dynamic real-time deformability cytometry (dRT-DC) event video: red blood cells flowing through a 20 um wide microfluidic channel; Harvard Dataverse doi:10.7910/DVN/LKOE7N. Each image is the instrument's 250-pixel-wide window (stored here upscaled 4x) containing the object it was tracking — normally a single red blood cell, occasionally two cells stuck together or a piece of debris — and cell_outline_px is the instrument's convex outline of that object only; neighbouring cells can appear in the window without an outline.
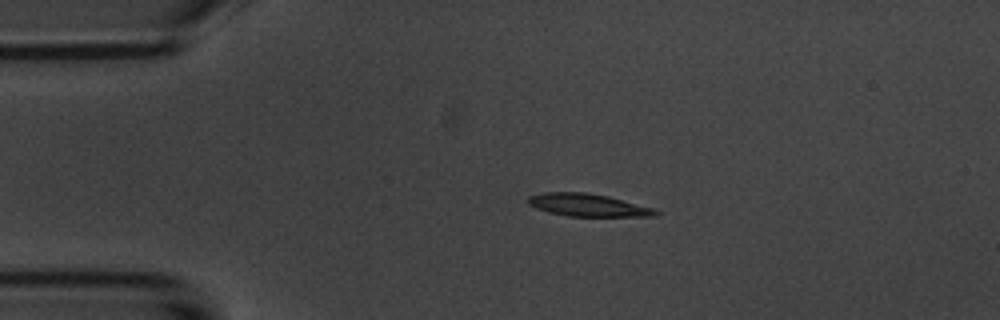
{"species": "common noctule bat (a hibernating species)", "species_latin": "Nyctalus noctula", "temperature_condition": "room temperature", "stored_images_in_passage": 4, "camera_frame_rate_fps": 3000, "um_per_image_px": 0.085, "animal": {"sex": "male", "body_mass_g": 20.1, "forearm_length_mm": 53.5}, "frame": {"image": 1, "passage_image": 3, "time_ms": 2.333, "image_size_px": [1000, 320], "cell_outline_px": [[660, 212], [656, 216], [568, 216], [548, 212], [536, 208], [528, 204], [528, 196], [544, 192], [588, 192], [608, 196], [652, 208]], "centroid_in_image_um": [49.93, 17.42], "position_along_channel_um": 35.1, "area_um2": 16.7}}